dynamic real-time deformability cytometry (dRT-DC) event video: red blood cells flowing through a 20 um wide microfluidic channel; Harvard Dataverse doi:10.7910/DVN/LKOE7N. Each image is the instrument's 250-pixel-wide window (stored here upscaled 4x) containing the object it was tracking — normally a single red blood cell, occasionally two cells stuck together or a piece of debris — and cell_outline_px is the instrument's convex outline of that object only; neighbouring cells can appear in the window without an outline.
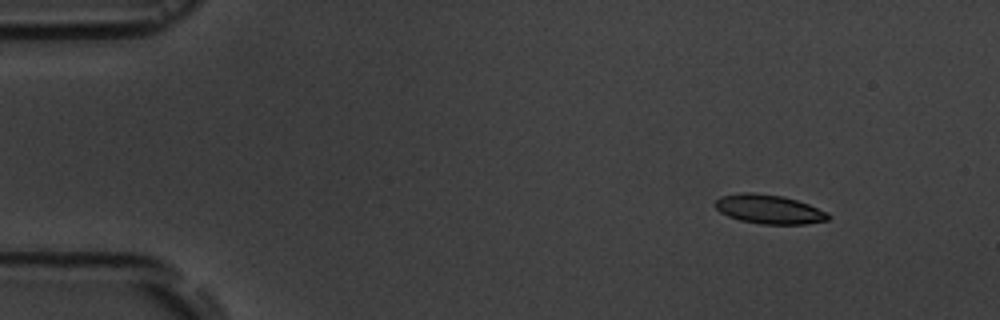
{"species": "common noctule bat (a hibernating species)", "species_latin": "Nyctalus noctula", "temperature_condition": "room temperature", "stored_images_in_passage": 4, "camera_frame_rate_fps": 3000, "um_per_image_px": 0.085, "animal": {"sex": "male", "body_mass_g": 19.5, "forearm_length_mm": 54.6}, "frame": {"image": 1, "passage_image": 2, "time_ms": 1.333, "image_size_px": [1000, 320], "cell_outline_px": [[832, 216], [828, 220], [804, 224], [760, 224], [740, 220], [728, 216], [720, 212], [716, 208], [716, 200], [720, 196], [744, 192], [756, 192], [784, 196], [808, 204], [828, 212]], "centroid_in_image_um": [65.38, 17.78], "position_along_channel_um": 19.6, "area_um2": 19.25}}